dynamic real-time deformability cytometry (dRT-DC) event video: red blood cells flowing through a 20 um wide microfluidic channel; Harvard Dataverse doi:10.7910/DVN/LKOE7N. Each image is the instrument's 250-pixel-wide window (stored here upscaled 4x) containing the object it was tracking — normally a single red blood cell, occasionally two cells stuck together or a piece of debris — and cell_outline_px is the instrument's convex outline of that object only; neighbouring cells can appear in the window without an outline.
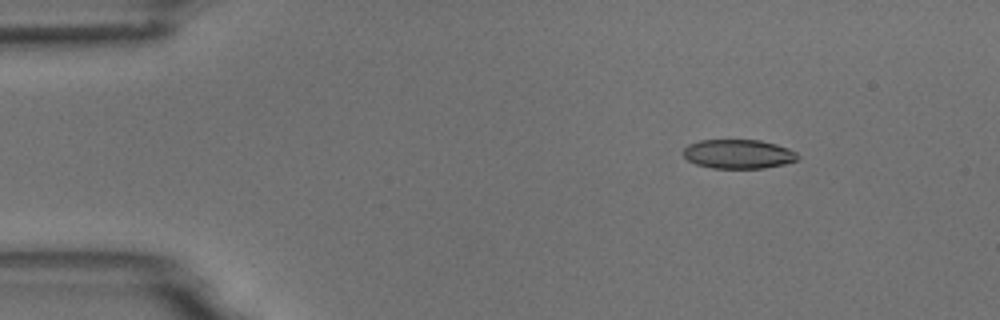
{"species": "common noctule bat (a hibernating species)", "species_latin": "Nyctalus noctula", "temperature_condition": "room temperature", "stored_images_in_passage": 10, "camera_frame_rate_fps": 3000, "um_per_image_px": 0.085, "animal": {"sex": "male", "body_mass_g": 18.8}, "frame": {"image": 1, "passage_image": 2, "time_ms": 1.333, "image_size_px": [1000, 320], "cell_outline_px": [[800, 156], [796, 160], [784, 164], [764, 168], [712, 168], [696, 164], [688, 160], [684, 156], [684, 148], [688, 144], [700, 140], [760, 140], [776, 144], [788, 148], [796, 152]], "centroid_in_image_um": [62.76, 13.09], "position_along_channel_um": 22.2, "area_um2": 19.42}}
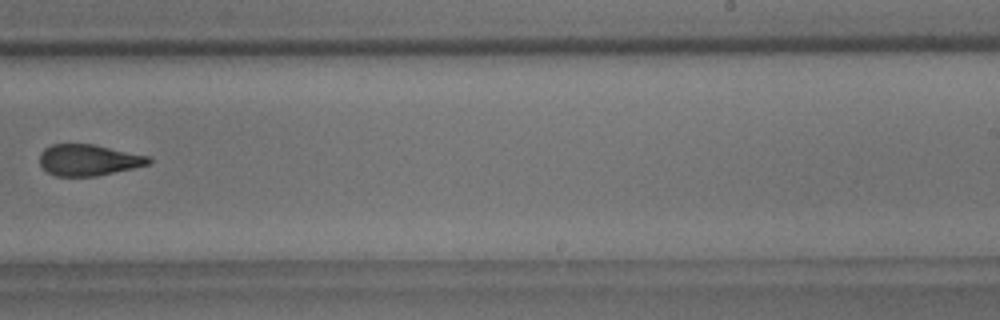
{"frame": {"image": 2, "passage_image": 9, "time_ms": 10.333, "image_size_px": [1000, 320], "cell_outline_px": [[152, 160], [148, 164], [132, 168], [96, 176], [56, 176], [48, 172], [40, 164], [40, 152], [44, 148], [52, 144], [92, 144], [148, 156]], "centroid_in_image_um": [7.48, 13.6], "position_along_channel_um": 281.5, "area_um2": 19.59}}
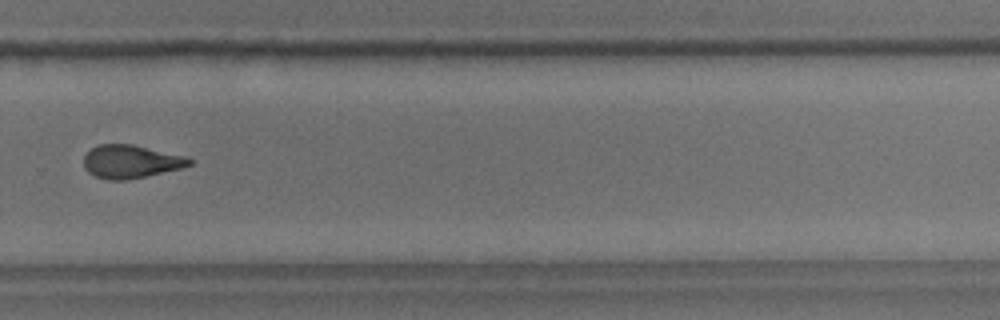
{"frame": {"image": 3, "passage_image": 10, "time_ms": 11.333, "image_size_px": [1000, 320], "cell_outline_px": [[192, 164], [180, 168], [144, 176], [124, 180], [108, 180], [96, 176], [88, 172], [84, 168], [84, 156], [92, 148], [100, 144], [132, 144], [184, 156], [192, 160]], "centroid_in_image_um": [11.08, 13.73], "position_along_channel_um": 318.7, "area_um2": 20.06}}